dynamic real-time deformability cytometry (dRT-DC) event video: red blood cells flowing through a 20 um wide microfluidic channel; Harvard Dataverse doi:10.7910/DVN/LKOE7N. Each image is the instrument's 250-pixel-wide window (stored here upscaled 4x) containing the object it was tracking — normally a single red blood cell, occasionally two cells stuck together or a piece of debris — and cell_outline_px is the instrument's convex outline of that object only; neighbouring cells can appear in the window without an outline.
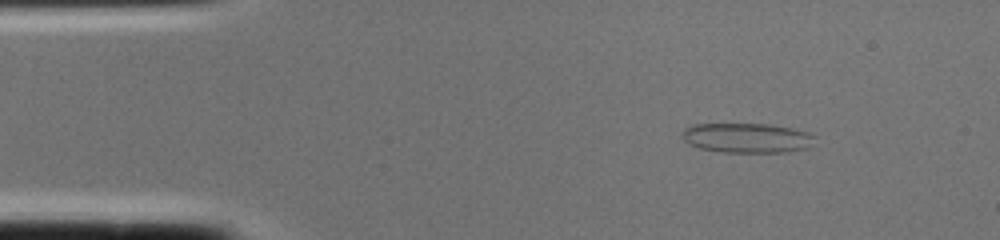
{"species": "common noctule bat (a hibernating species)", "species_latin": "Nyctalus noctula", "temperature_condition": "cold", "stored_images_in_passage": 1, "camera_frame_rate_fps": 3000, "um_per_image_px": 0.085, "animal": {"sex": "female", "body_mass_g": 22.0, "forearm_length_mm": 56.7}, "frame": {"image": 1, "passage_image": 1, "time_ms": 0.0, "image_size_px": [1000, 240], "cell_outline_px": [[816, 136], [808, 148], [788, 152], [724, 152], [700, 148], [688, 144], [680, 136], [680, 132], [684, 128], [692, 124], [772, 124], [792, 128], [808, 132]], "centroid_in_image_um": [63.46, 11.71], "position_along_channel_um": 21.5, "area_um2": 23.24}}